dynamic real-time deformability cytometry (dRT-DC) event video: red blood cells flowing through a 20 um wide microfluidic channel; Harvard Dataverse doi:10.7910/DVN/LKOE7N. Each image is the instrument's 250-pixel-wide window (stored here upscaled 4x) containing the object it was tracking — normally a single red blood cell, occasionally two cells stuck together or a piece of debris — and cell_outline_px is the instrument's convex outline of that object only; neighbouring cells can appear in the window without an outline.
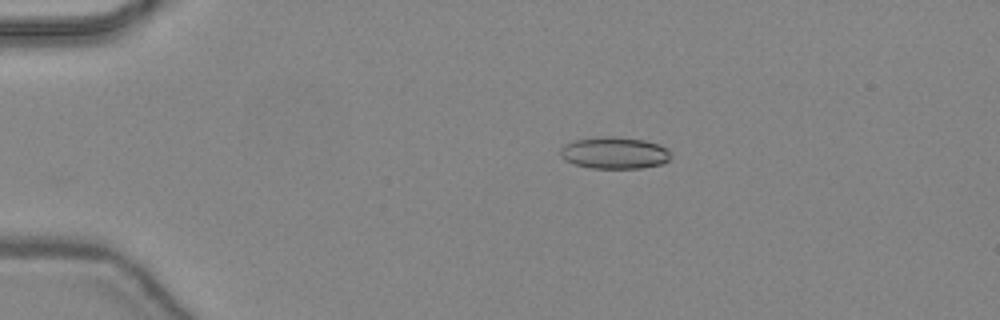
{"species": "common noctule bat (a hibernating species)", "species_latin": "Nyctalus noctula", "temperature_condition": "warm", "stored_images_in_passage": 47, "camera_frame_rate_fps": 3000, "um_per_image_px": 0.085, "animal": {"sex": "female", "body_mass_g": 24.6, "forearm_length_mm": 56.2}, "frame": {"image": 1, "passage_image": 10, "time_ms": 3.0, "image_size_px": [1000, 320], "cell_outline_px": [[672, 156], [664, 164], [640, 168], [592, 168], [572, 164], [564, 160], [560, 156], [560, 148], [564, 144], [576, 140], [608, 136], [616, 136], [644, 140], [660, 144]], "centroid_in_image_um": [52.21, 13.0], "position_along_channel_um": 32.8, "area_um2": 20.58}}
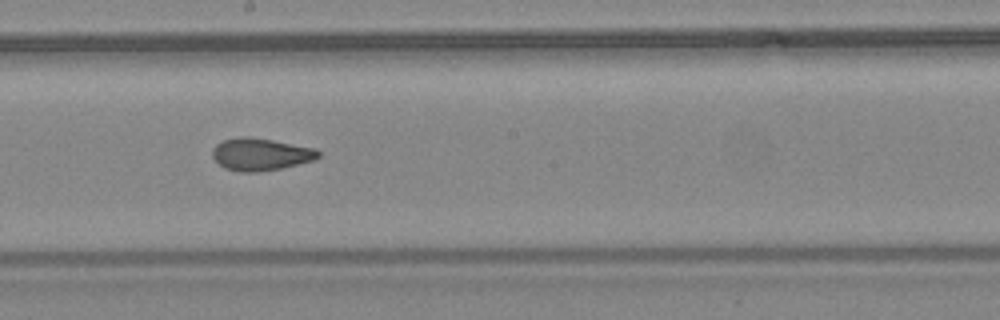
{"frame": {"image": 2, "passage_image": 27, "time_ms": 8.667, "image_size_px": [1000, 320], "cell_outline_px": [[320, 156], [312, 160], [280, 168], [256, 172], [240, 172], [224, 168], [212, 156], [212, 148], [216, 144], [224, 140], [240, 136], [248, 136], [272, 140], [316, 148], [320, 152]], "centroid_in_image_um": [22.12, 13.1], "position_along_channel_um": 226.1, "area_um2": 19.83}}
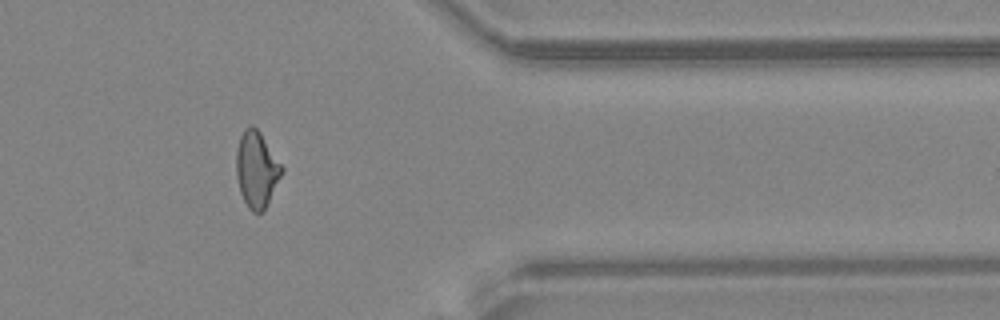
{"frame": {"image": 3, "passage_image": 39, "time_ms": 12.667, "image_size_px": [1000, 320], "cell_outline_px": [[284, 172], [264, 212], [252, 212], [248, 208], [240, 192], [236, 176], [236, 148], [240, 136], [244, 128], [252, 124], [260, 132], [284, 168]], "centroid_in_image_um": [21.82, 14.41], "position_along_channel_um": 389.6, "area_um2": 20.46}, "authors_computed_cell_mechanics": {"area_um2": 20.1144, "velocity_mm_per_s": 4.4555, "shape_relaxation_time_tau1_ms": null, "shape_relaxation_time_tau2_ms": 1.3404, "deformation_change_tau1": null, "deformation_change_tau2": 0.0697}}